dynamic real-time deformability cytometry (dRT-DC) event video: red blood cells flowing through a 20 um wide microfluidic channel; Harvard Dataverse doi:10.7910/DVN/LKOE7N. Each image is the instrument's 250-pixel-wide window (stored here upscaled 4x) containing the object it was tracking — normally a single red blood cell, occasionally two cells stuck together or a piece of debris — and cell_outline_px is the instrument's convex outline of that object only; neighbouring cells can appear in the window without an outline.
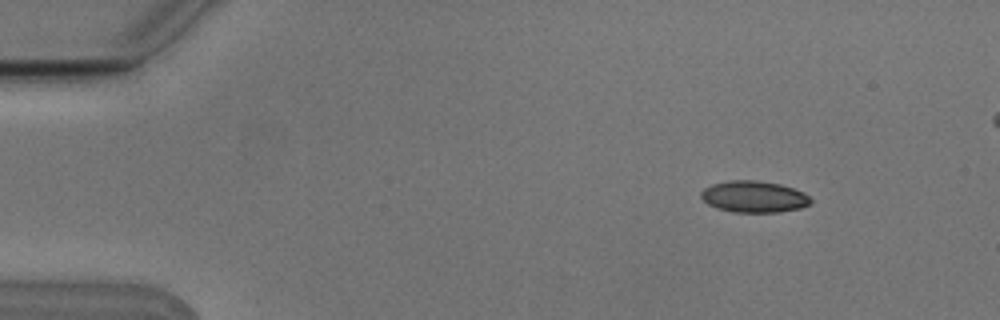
{"species": "Egyptian fruit bat (a non-hibernating species)", "species_latin": "Rousettus aegyptiacus", "temperature_condition": "cold", "stored_images_in_passage": 4, "camera_frame_rate_fps": 3000, "um_per_image_px": 0.085, "animal": {"sex": "male"}, "frame": {"image": 1, "passage_image": 1, "time_ms": 0.0, "image_size_px": [1000, 320], "cell_outline_px": [[812, 200], [808, 204], [800, 208], [780, 212], [732, 212], [716, 208], [708, 204], [700, 196], [700, 192], [704, 188], [712, 184], [728, 180], [756, 180], [780, 184], [804, 192]], "centroid_in_image_um": [64.05, 16.71], "position_along_channel_um": 20.9, "area_um2": 20.17}}